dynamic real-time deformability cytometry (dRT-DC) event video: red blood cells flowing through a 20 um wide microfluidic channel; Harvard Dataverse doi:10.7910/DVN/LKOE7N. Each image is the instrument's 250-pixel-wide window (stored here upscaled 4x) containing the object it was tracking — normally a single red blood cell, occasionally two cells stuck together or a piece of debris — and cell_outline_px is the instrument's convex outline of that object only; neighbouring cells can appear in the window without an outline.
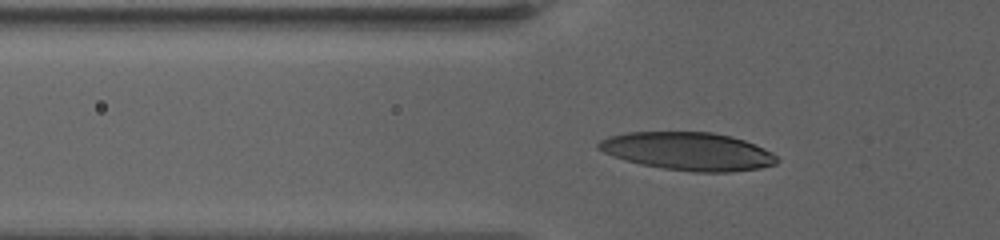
{"species": "human", "species_latin": "Homo sapiens", "temperature_condition": "warm", "stored_images_in_passage": 60, "camera_frame_rate_fps": 3000, "um_per_image_px": 0.085, "donor": {"sex": "female"}, "frame": {"image": 1, "passage_image": 16, "time_ms": 5.0, "image_size_px": [1000, 240], "cell_outline_px": [[780, 160], [776, 164], [760, 168], [728, 172], [692, 172], [664, 168], [640, 164], [624, 160], [612, 156], [596, 148], [596, 144], [600, 140], [608, 136], [628, 132], [712, 132], [732, 136], [756, 144], [772, 152]], "centroid_in_image_um": [58.48, 12.86], "position_along_channel_um": 67.3, "area_um2": 39.77}}
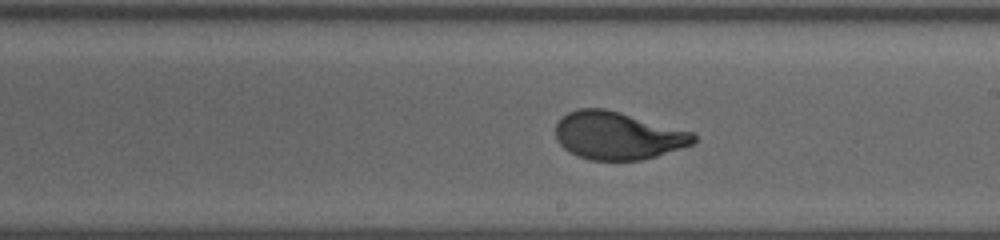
{"frame": {"image": 2, "passage_image": 32, "time_ms": 10.667, "image_size_px": [1000, 240], "cell_outline_px": [[696, 140], [692, 144], [656, 156], [640, 160], [588, 160], [576, 156], [568, 152], [560, 144], [556, 136], [556, 124], [568, 112], [580, 108], [604, 108], [692, 132], [696, 136]], "centroid_in_image_um": [52.47, 11.54], "position_along_channel_um": 236.5, "area_um2": 38.03}}
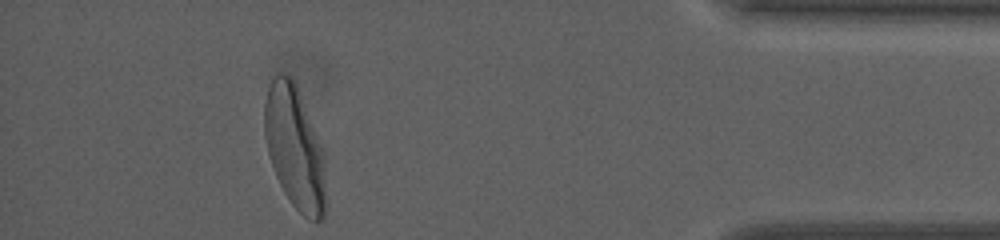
{"frame": {"image": 3, "passage_image": 53, "time_ms": 17.667, "image_size_px": [1000, 240], "cell_outline_px": [[328, 204], [324, 216], [320, 220], [308, 220], [292, 204], [284, 192], [276, 176], [268, 152], [264, 136], [264, 104], [268, 88], [272, 80], [280, 72], [284, 72], [292, 76], [296, 84], [324, 152]], "centroid_in_image_um": [25.08, 12.59], "position_along_channel_um": 410.1, "area_um2": 44.39}, "authors_computed_cell_mechanics": {"area_um2": 38.3214, "velocity_mm_per_s": 3.0723, "shape_relaxation_time_tau1_ms": 4.9055, "shape_relaxation_time_tau2_ms": null, "deformation_change_tau1": 0.2339, "deformation_change_tau2": null}}